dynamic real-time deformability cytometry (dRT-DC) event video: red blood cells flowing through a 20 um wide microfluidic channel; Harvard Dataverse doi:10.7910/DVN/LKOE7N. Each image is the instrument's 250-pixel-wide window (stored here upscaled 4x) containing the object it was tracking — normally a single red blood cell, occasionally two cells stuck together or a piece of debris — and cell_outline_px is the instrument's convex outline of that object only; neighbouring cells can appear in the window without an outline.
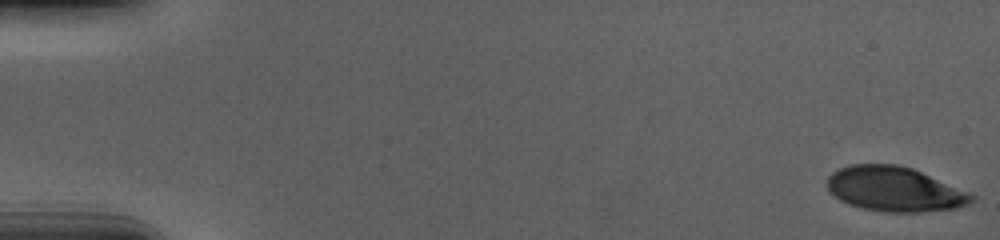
{"species": "human", "species_latin": "Homo sapiens", "temperature_condition": "cold", "stored_images_in_passage": 56, "camera_frame_rate_fps": 3000, "um_per_image_px": 0.085, "donor": {"sex": "male"}, "frame": {"image": 1, "passage_image": 1, "time_ms": 0.0, "image_size_px": [1000, 240], "cell_outline_px": [[976, 196], [968, 204], [952, 208], [920, 212], [884, 212], [864, 208], [848, 204], [840, 200], [828, 188], [828, 176], [832, 172], [840, 168], [852, 164], [896, 164], [912, 168]], "centroid_in_image_um": [76.0, 16.07], "position_along_channel_um": 9.0, "area_um2": 36.99}}
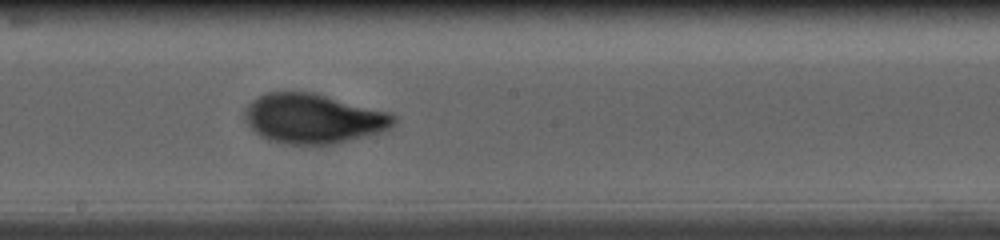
{"frame": {"image": 2, "passage_image": 32, "time_ms": 10.333, "image_size_px": [1000, 240], "cell_outline_px": [[396, 124], [392, 128], [380, 132], [332, 144], [284, 144], [268, 140], [260, 136], [248, 124], [244, 116], [244, 108], [252, 100], [268, 92], [316, 92], [388, 112], [396, 116]], "centroid_in_image_um": [26.63, 10.07], "position_along_channel_um": 221.6, "area_um2": 43.18}}
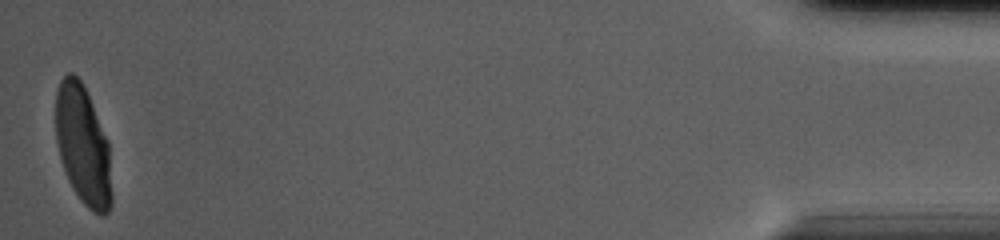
{"frame": {"image": 3, "passage_image": 56, "time_ms": 18.333, "image_size_px": [1000, 240], "cell_outline_px": [[112, 204], [108, 212], [104, 216], [100, 216], [92, 212], [80, 200], [72, 188], [68, 180], [60, 160], [56, 140], [56, 88], [60, 80], [68, 72], [72, 72], [80, 80], [92, 104], [108, 140], [112, 192]], "centroid_in_image_um": [7.05, 12.4], "position_along_channel_um": 428.1, "area_um2": 39.19}, "authors_computed_cell_mechanics": {"area_um2": 40.5178, "velocity_mm_per_s": 3.6777, "shape_relaxation_time_tau1_ms": 4.0143, "shape_relaxation_time_tau2_ms": null, "deformation_change_tau1": 0.1799, "deformation_change_tau2": null}}